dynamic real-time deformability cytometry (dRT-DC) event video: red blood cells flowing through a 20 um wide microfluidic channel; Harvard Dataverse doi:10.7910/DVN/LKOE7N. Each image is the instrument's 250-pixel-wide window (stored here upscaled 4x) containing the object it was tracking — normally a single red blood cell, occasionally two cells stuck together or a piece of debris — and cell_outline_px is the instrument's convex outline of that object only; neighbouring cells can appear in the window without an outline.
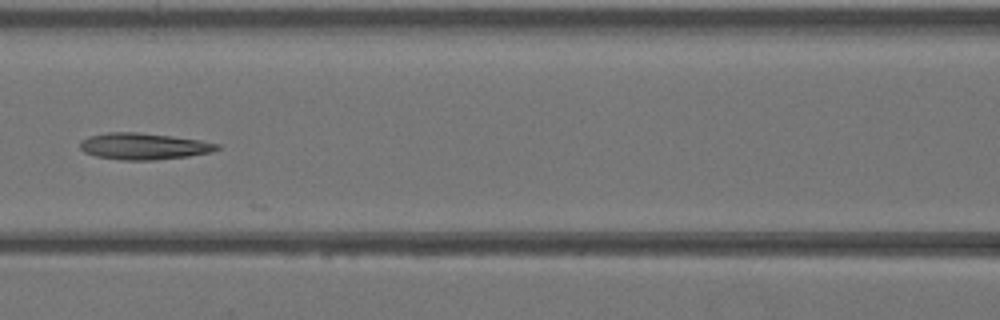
{"species": "Egyptian fruit bat (a non-hibernating species)", "species_latin": "Rousettus aegyptiacus", "temperature_condition": "warm", "stored_images_in_passage": 14, "camera_frame_rate_fps": 3000, "um_per_image_px": 0.085, "animal": {"sex": "female"}, "frame": {"image": 1, "passage_image": 8, "time_ms": 2.333, "image_size_px": [1000, 320], "cell_outline_px": [[220, 148], [208, 152], [188, 156], [152, 160], [120, 160], [96, 156], [84, 152], [80, 148], [80, 140], [88, 136], [108, 132], [136, 132], [172, 136], [200, 140], [220, 144]], "centroid_in_image_um": [12.17, 12.43], "position_along_channel_um": 154.4, "area_um2": 21.1}}
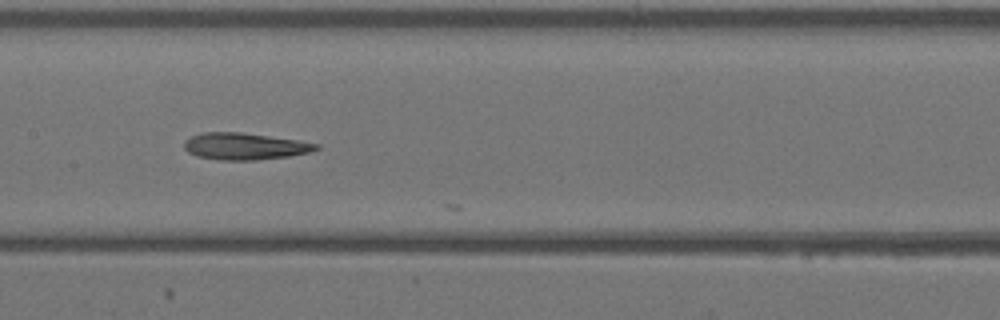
{"frame": {"image": 2, "passage_image": 10, "time_ms": 3.0, "image_size_px": [1000, 320], "cell_outline_px": [[320, 148], [308, 152], [288, 156], [256, 160], [220, 160], [196, 156], [188, 152], [184, 148], [184, 140], [192, 136], [204, 132], [240, 132], [296, 140], [320, 144]], "centroid_in_image_um": [20.77, 12.43], "position_along_channel_um": 186.6, "area_um2": 20.46}}
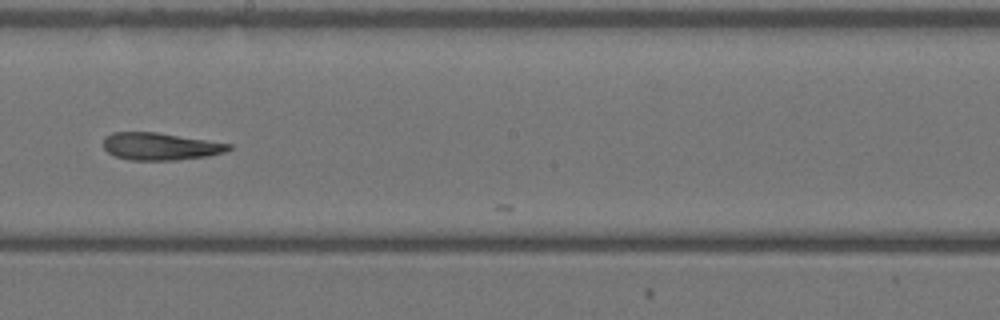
{"frame": {"image": 3, "passage_image": 13, "time_ms": 4.0, "image_size_px": [1000, 320], "cell_outline_px": [[232, 148], [224, 152], [208, 156], [176, 160], [132, 160], [116, 156], [108, 152], [104, 148], [104, 136], [112, 132], [156, 132], [232, 144]], "centroid_in_image_um": [13.62, 12.44], "position_along_channel_um": 234.6, "area_um2": 19.88}}